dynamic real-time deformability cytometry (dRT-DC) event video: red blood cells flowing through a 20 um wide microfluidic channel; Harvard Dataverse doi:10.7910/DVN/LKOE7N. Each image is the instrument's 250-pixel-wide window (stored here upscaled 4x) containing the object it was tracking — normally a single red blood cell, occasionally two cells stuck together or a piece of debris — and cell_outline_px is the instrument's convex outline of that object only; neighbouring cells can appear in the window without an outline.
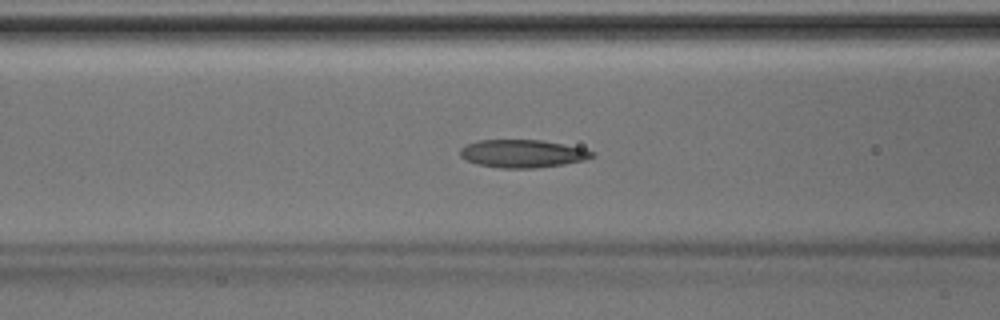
{"species": "Egyptian fruit bat (a non-hibernating species)", "species_latin": "Rousettus aegyptiacus", "temperature_condition": "room temperature", "stored_images_in_passage": 44, "camera_frame_rate_fps": 3000, "um_per_image_px": 0.085, "animal": {"sex": "male"}, "frame": {"image": 1, "passage_image": 17, "time_ms": 5.333, "image_size_px": [1000, 320], "cell_outline_px": [[596, 152], [592, 156], [584, 160], [564, 164], [536, 168], [500, 168], [476, 164], [460, 156], [460, 148], [476, 140], [540, 140], [584, 148]], "centroid_in_image_um": [44.41, 13.06], "position_along_channel_um": 122.2, "area_um2": 21.39}}
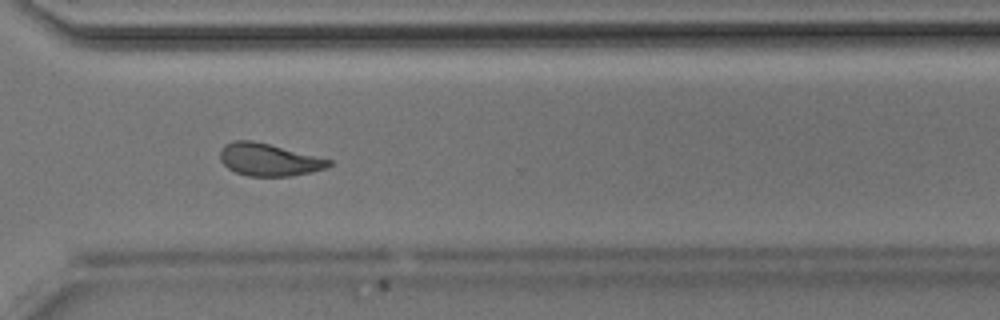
{"frame": {"image": 2, "passage_image": 32, "time_ms": 10.333, "image_size_px": [1000, 320], "cell_outline_px": [[332, 164], [324, 168], [308, 172], [288, 176], [248, 176], [236, 172], [228, 168], [220, 160], [220, 148], [224, 144], [236, 140], [252, 140], [332, 160]], "centroid_in_image_um": [22.79, 13.57], "position_along_channel_um": 347.8, "area_um2": 20.23}}
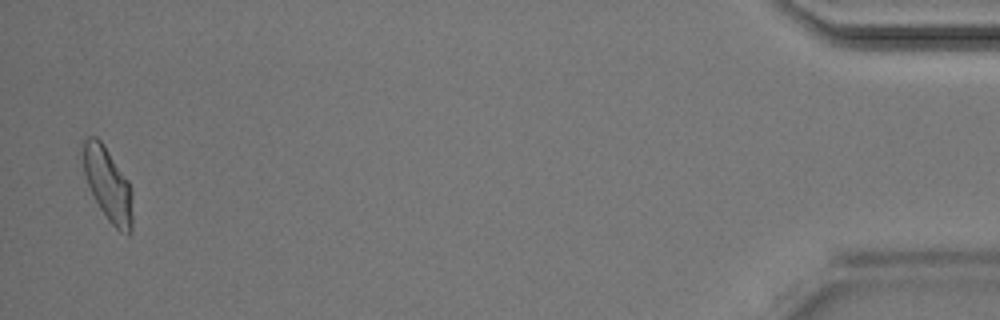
{"frame": {"image": 3, "passage_image": 43, "time_ms": 14.0, "image_size_px": [1000, 320], "cell_outline_px": [[132, 232], [128, 236], [120, 232], [108, 220], [100, 208], [88, 184], [84, 172], [84, 140], [88, 136], [96, 136], [104, 144], [128, 180], [132, 192]], "centroid_in_image_um": [9.21, 15.7], "position_along_channel_um": 426.0, "area_um2": 20.98}}